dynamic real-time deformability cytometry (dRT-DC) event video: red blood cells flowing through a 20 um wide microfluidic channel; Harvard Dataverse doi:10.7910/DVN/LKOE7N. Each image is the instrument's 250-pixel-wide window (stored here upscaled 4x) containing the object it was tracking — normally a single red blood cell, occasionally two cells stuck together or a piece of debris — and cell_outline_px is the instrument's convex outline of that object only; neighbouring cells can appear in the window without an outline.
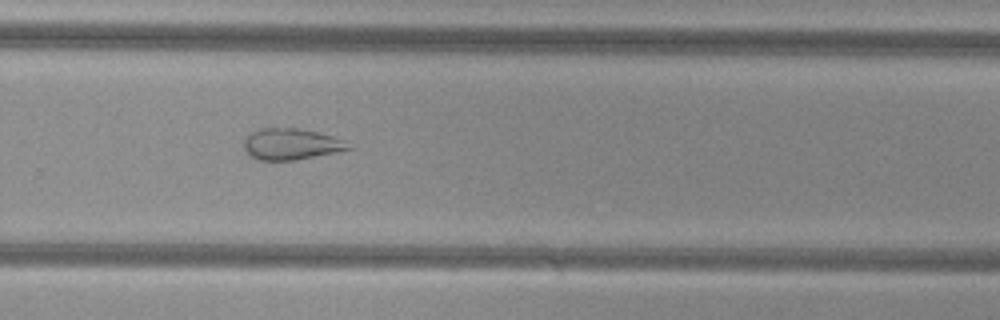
{"species": "common noctule bat (a hibernating species)", "species_latin": "Nyctalus noctula", "temperature_condition": "cold", "stored_images_in_passage": 36, "camera_frame_rate_fps": 3000, "um_per_image_px": 0.085, "animal": {"sex": "female", "body_mass_g": 29.2, "forearm_length_mm": 56.3}, "frame": {"image": 1, "passage_image": 30, "time_ms": 9.667, "image_size_px": [1000, 320], "cell_outline_px": [[352, 148], [336, 152], [292, 160], [260, 160], [244, 152], [244, 140], [252, 132], [260, 128], [296, 128], [316, 132], [332, 136], [344, 140]], "centroid_in_image_um": [24.71, 12.25], "position_along_channel_um": 305.1, "area_um2": 18.73}}
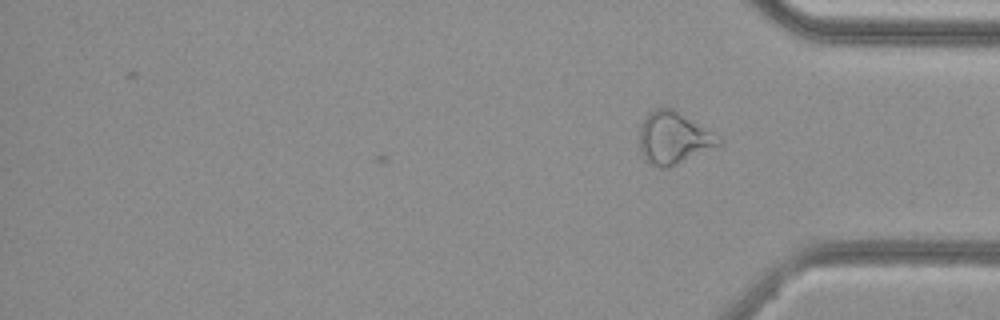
{"frame": {"image": 2, "passage_image": 36, "time_ms": 11.667, "image_size_px": [1000, 320], "cell_outline_px": [[724, 144], [668, 168], [660, 168], [644, 160], [640, 152], [640, 124], [648, 112], [652, 108], [676, 108], [720, 136], [724, 140]], "centroid_in_image_um": [57.29, 11.71], "position_along_channel_um": 377.9, "area_um2": 24.8}, "authors_computed_cell_mechanics": {"area_um2": 22.1952, "velocity_mm_per_s": 3.8349, "shape_relaxation_time_tau1_ms": null, "shape_relaxation_time_tau2_ms": 2.2414, "deformation_change_tau1": null, "deformation_change_tau2": 0.0985}}